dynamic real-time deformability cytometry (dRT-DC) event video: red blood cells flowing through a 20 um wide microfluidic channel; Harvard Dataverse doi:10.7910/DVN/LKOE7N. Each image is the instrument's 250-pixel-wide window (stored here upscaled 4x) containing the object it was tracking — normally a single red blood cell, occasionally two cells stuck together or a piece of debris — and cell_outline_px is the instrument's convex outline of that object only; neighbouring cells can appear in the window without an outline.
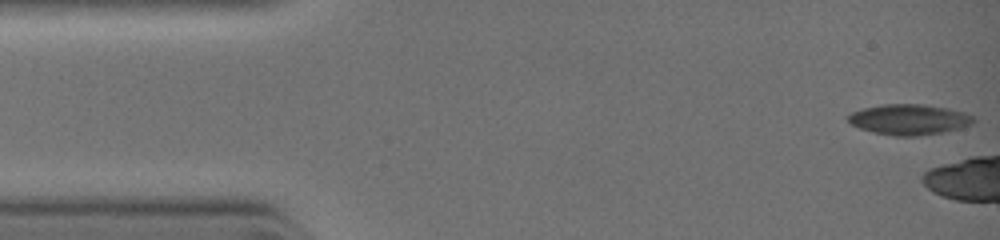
{"species": "common noctule bat (a hibernating species)", "species_latin": "Nyctalus noctula", "temperature_condition": "warm", "stored_images_in_passage": 4, "camera_frame_rate_fps": 3000, "um_per_image_px": 0.085, "animal": {"sex": "female", "body_mass_g": 19.0, "forearm_length_mm": 51.5}, "frame": {"image": 1, "passage_image": 1, "time_ms": 0.0, "image_size_px": [1000, 240], "cell_outline_px": [[976, 120], [972, 124], [960, 128], [944, 132], [920, 136], [892, 136], [872, 132], [860, 128], [852, 124], [848, 120], [848, 116], [852, 112], [864, 108], [884, 104], [924, 104], [948, 108], [964, 112], [972, 116]], "centroid_in_image_um": [77.3, 10.16], "position_along_channel_um": 7.7, "area_um2": 22.37}}